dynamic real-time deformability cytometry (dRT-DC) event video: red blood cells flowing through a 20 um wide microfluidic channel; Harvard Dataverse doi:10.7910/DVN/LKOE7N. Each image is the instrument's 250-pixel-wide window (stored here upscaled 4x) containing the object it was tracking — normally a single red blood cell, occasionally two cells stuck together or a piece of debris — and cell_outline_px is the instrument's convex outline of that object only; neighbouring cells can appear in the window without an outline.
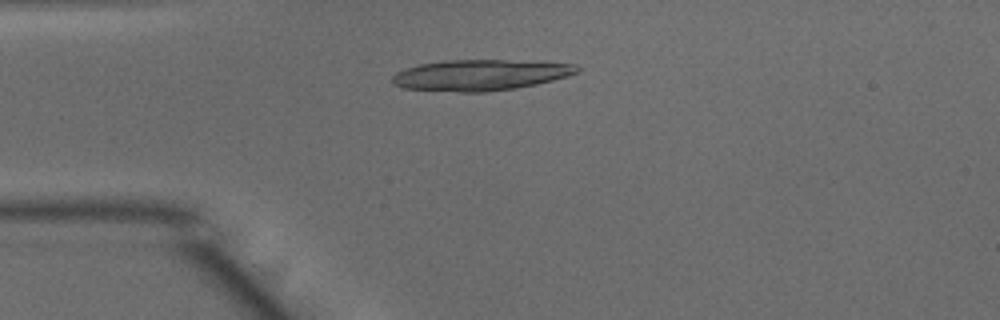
{"species": "common noctule bat (a hibernating species)", "species_latin": "Nyctalus noctula", "temperature_condition": "warm", "stored_images_in_passage": 34, "camera_frame_rate_fps": 3000, "um_per_image_px": 0.085, "animal": {"sex": "male", "body_mass_g": 15.6}, "frame": {"image": 1, "passage_image": 1, "time_ms": 0.0, "image_size_px": [1000, 320], "cell_outline_px": [[580, 68], [576, 72], [568, 76], [536, 84], [516, 88], [488, 92], [460, 92], [404, 88], [392, 84], [392, 76], [396, 72], [420, 64], [444, 60], [504, 60], [576, 64]], "centroid_in_image_um": [40.8, 6.38], "position_along_channel_um": 44.2, "area_um2": 33.06}}